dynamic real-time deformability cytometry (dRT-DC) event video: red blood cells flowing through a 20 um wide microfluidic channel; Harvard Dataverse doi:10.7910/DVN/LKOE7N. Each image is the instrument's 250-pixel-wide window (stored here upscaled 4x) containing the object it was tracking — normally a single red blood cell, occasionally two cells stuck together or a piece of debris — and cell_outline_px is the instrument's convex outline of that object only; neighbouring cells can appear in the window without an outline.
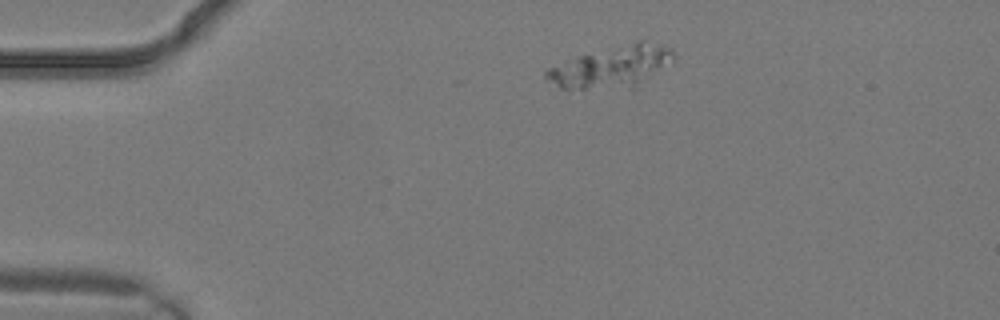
{"species": "common noctule bat (a hibernating species)", "species_latin": "Nyctalus noctula", "temperature_condition": "warm", "stored_images_in_passage": 2, "camera_frame_rate_fps": 3000, "um_per_image_px": 0.085, "animal": {"sex": "male", "body_mass_g": 19.2, "forearm_length_mm": 51.8}, "frame": {"image": 1, "passage_image": 1, "time_ms": 0.0, "image_size_px": [1000, 320], "cell_outline_px": [[672, 60], [636, 88], [568, 92], [544, 80], [544, 72], [548, 68], [564, 60], [636, 40], [644, 40], [672, 48]], "centroid_in_image_um": [51.88, 5.74], "position_along_channel_um": 33.1, "area_um2": 31.73}}